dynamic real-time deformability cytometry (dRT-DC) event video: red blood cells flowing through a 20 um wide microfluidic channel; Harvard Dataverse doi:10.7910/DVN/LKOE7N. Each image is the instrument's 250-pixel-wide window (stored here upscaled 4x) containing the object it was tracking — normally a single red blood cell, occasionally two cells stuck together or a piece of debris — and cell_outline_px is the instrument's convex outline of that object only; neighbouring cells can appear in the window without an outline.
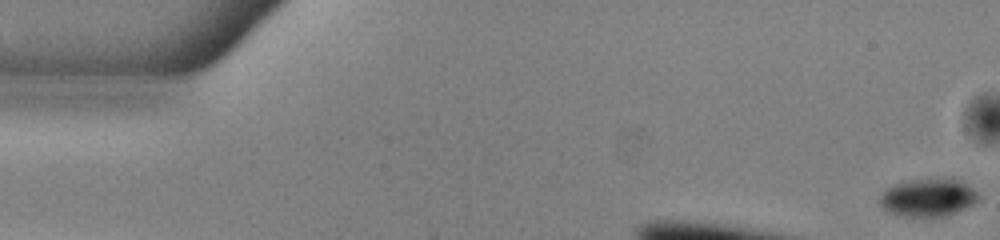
{"species": "common noctule bat (a hibernating species)", "species_latin": "Nyctalus noctula", "temperature_condition": "warm", "stored_images_in_passage": 11, "camera_frame_rate_fps": 3000, "um_per_image_px": 0.085, "animal": {"sex": "male", "body_mass_g": 13.0, "forearm_length_mm": 53.1}, "frame": {"image": 1, "passage_image": 1, "time_ms": 0.0, "image_size_px": [1000, 240], "cell_outline_px": [[980, 200], [956, 212], [932, 220], [924, 220], [896, 216], [888, 212], [880, 204], [880, 196], [888, 188], [896, 184], [912, 180], [952, 176], [968, 184], [980, 196]], "centroid_in_image_um": [78.91, 16.83], "position_along_channel_um": 6.1, "area_um2": 22.77}}